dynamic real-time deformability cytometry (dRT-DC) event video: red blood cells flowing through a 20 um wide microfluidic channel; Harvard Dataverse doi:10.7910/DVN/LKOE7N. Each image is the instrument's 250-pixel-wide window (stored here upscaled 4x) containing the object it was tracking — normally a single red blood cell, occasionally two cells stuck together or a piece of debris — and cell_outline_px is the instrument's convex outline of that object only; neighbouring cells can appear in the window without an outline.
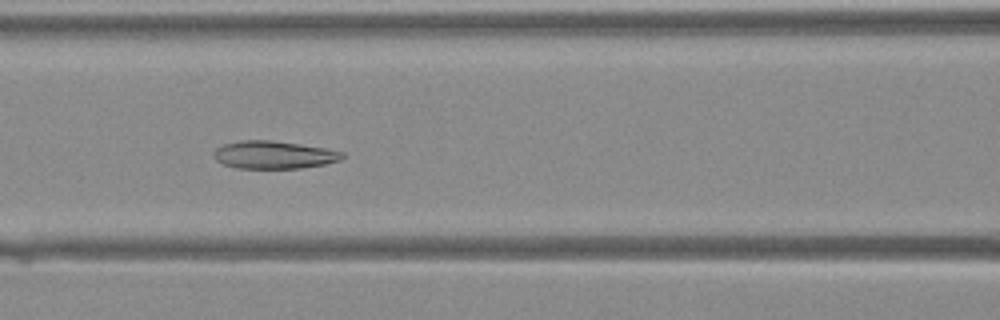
{"species": "Egyptian fruit bat (a non-hibernating species)", "species_latin": "Rousettus aegyptiacus", "temperature_condition": "warm", "stored_images_in_passage": 41, "segment_of_instrument_passage": [1, 2], "camera_frame_rate_fps": 3000, "um_per_image_px": 0.085, "animal": {"sex": "female"}, "frame": {"image": 1, "passage_image": 17, "time_ms": 5.333, "image_size_px": [1000, 320], "cell_outline_px": [[344, 156], [340, 160], [324, 164], [300, 168], [236, 168], [224, 164], [216, 160], [212, 156], [212, 152], [220, 144], [240, 140], [272, 140], [300, 144], [324, 148], [344, 152]], "centroid_in_image_um": [23.21, 13.15], "position_along_channel_um": 143.4, "area_um2": 20.92}}
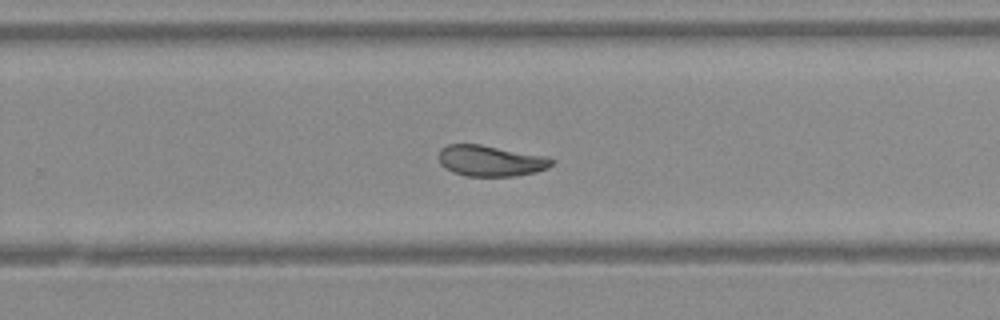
{"frame": {"image": 2, "passage_image": 26, "time_ms": 8.333, "image_size_px": [1000, 320], "cell_outline_px": [[552, 164], [548, 168], [536, 172], [512, 176], [468, 176], [452, 172], [444, 168], [440, 164], [440, 148], [448, 144], [480, 144], [548, 156], [552, 160]], "centroid_in_image_um": [41.69, 13.66], "position_along_channel_um": 288.1, "area_um2": 20.4}}
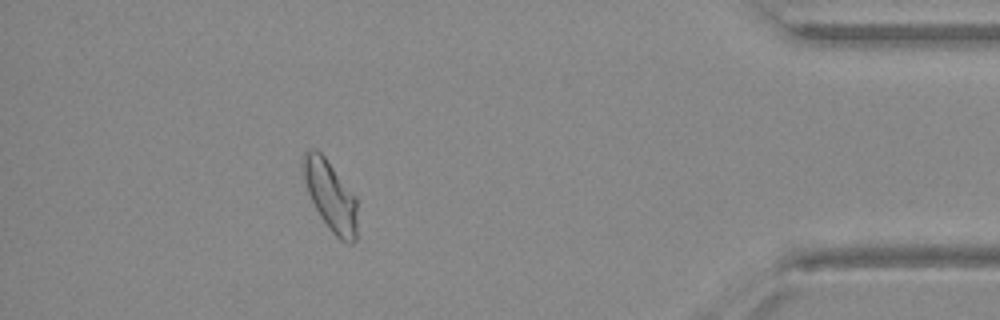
{"frame": {"image": 3, "passage_image": 36, "time_ms": 11.667, "image_size_px": [1000, 320], "cell_outline_px": [[356, 240], [352, 244], [348, 244], [340, 240], [332, 232], [320, 216], [308, 192], [304, 180], [304, 152], [312, 148], [316, 148], [324, 156], [356, 196]], "centroid_in_image_um": [28.11, 16.66], "position_along_channel_um": 407.1, "area_um2": 21.73}}